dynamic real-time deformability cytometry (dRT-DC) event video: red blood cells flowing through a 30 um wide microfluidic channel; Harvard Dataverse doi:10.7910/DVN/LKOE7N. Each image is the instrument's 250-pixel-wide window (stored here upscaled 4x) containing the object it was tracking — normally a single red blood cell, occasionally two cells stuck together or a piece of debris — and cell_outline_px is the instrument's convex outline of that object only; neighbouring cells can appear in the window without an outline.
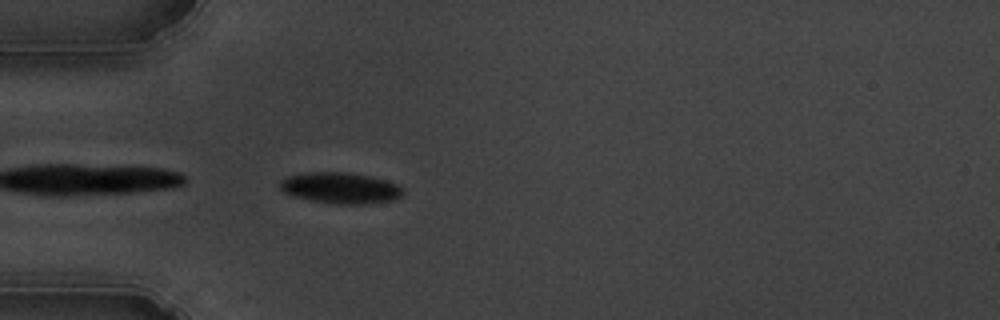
{"species": "common noctule bat (a hibernating species)", "species_latin": "Nyctalus noctula", "temperature_condition": "cold", "stored_images_in_passage": 26, "camera_frame_rate_fps": 3000, "um_per_image_px": 0.085, "animal": {"sex": "male", "body_mass_g": 19.5, "forearm_length_mm": 54.6}, "frame": {"image": 1, "passage_image": 1, "time_ms": 0.0, "image_size_px": [1000, 320], "cell_outline_px": [[404, 192], [400, 196], [392, 200], [368, 204], [340, 204], [312, 200], [292, 196], [284, 192], [280, 188], [280, 180], [288, 176], [304, 172], [348, 172], [368, 176], [384, 180], [396, 184], [404, 188]], "centroid_in_image_um": [28.92, 15.97], "position_along_channel_um": 56.1, "area_um2": 22.2}}